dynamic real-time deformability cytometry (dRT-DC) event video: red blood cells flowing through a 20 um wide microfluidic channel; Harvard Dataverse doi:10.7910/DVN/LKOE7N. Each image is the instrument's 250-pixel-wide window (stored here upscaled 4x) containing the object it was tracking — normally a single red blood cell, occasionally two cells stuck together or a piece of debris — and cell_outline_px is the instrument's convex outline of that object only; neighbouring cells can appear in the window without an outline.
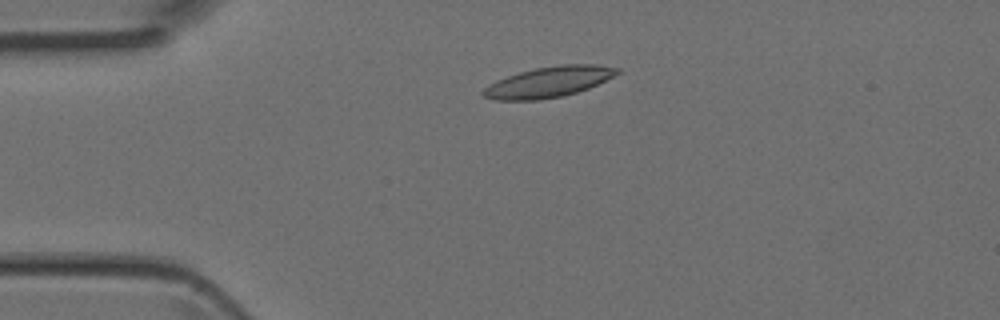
{"species": "Egyptian fruit bat (a non-hibernating species)", "species_latin": "Rousettus aegyptiacus", "temperature_condition": "room temperature", "stored_images_in_passage": 4, "camera_frame_rate_fps": 3000, "um_per_image_px": 0.085, "animal": {"sex": "female"}, "frame": {"image": 1, "passage_image": 3, "time_ms": 0.667, "image_size_px": [1000, 320], "cell_outline_px": [[620, 72], [588, 88], [564, 96], [540, 100], [496, 100], [484, 96], [480, 92], [488, 84], [496, 80], [520, 72], [536, 68], [560, 64], [596, 64], [620, 68]], "centroid_in_image_um": [46.61, 6.97], "position_along_channel_um": 38.4, "area_um2": 23.81}}